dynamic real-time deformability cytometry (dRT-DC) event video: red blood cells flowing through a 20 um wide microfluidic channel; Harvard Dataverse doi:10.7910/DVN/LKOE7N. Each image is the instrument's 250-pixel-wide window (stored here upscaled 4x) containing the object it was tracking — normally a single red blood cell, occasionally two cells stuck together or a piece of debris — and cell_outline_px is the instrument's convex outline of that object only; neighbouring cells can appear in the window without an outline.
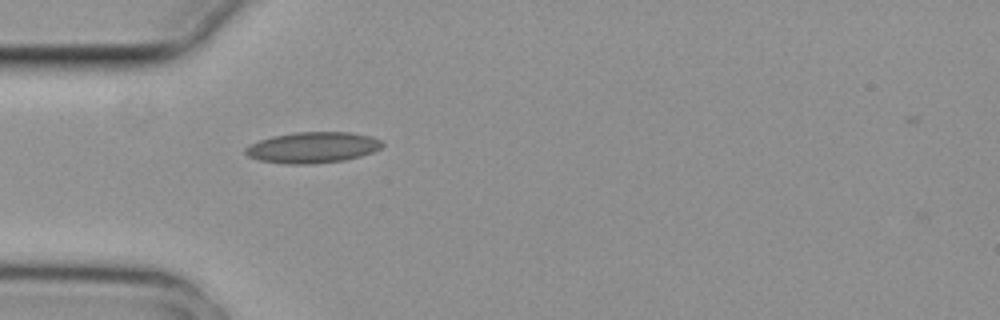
{"species": "common noctule bat (a hibernating species)", "species_latin": "Nyctalus noctula", "temperature_condition": "cold", "stored_images_in_passage": 1, "camera_frame_rate_fps": 3000, "um_per_image_px": 0.085, "animal": {"sex": "female", "body_mass_g": 29.2, "forearm_length_mm": 56.3}, "frame": {"image": 1, "passage_image": 1, "time_ms": 0.0, "image_size_px": [1000, 320], "cell_outline_px": [[384, 144], [380, 148], [372, 152], [360, 156], [344, 160], [308, 164], [284, 164], [260, 160], [248, 156], [244, 152], [244, 148], [248, 144], [272, 136], [296, 132], [352, 132], [372, 136], [384, 140]], "centroid_in_image_um": [26.58, 12.53], "position_along_channel_um": 58.4, "area_um2": 24.85}}